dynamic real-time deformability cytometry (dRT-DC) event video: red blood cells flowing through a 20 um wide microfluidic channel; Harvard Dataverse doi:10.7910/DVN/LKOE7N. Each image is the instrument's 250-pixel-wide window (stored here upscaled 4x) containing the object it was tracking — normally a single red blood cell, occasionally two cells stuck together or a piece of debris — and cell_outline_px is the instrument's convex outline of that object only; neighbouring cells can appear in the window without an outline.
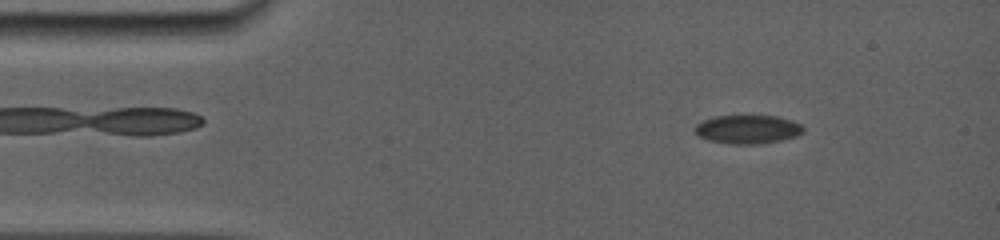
{"species": "common noctule bat (a hibernating species)", "species_latin": "Nyctalus noctula", "temperature_condition": "room temperature", "stored_images_in_passage": 41, "camera_frame_rate_fps": 5000, "um_per_image_px": 0.085, "animal": {"sex": "female", "body_mass_g": 19.0, "forearm_length_mm": 56.7}, "frame": {"image": 1, "passage_image": 6, "time_ms": 2.0, "image_size_px": [1000, 240], "cell_outline_px": [[804, 132], [796, 136], [780, 140], [760, 144], [728, 144], [708, 140], [696, 136], [692, 128], [696, 124], [704, 120], [716, 116], [776, 116], [792, 120], [800, 124], [804, 128]], "centroid_in_image_um": [63.51, 11.0], "position_along_channel_um": 21.5, "area_um2": 18.26}}
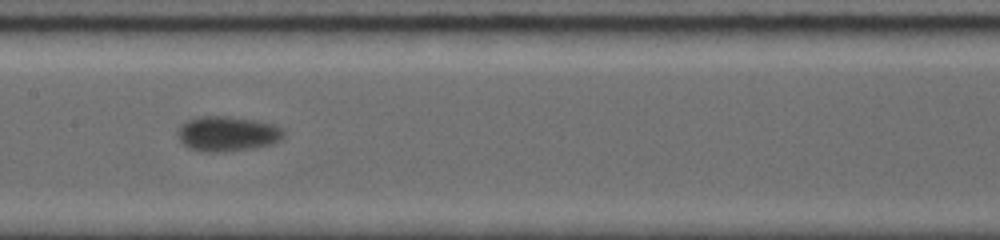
{"frame": {"image": 2, "passage_image": 21, "time_ms": 8.4, "image_size_px": [1000, 240], "cell_outline_px": [[284, 136], [280, 140], [272, 144], [256, 148], [220, 152], [200, 152], [188, 148], [176, 136], [176, 132], [180, 124], [196, 116], [228, 116], [256, 120], [276, 124], [284, 128]], "centroid_in_image_um": [19.32, 11.37], "position_along_channel_um": 188.1, "area_um2": 22.2}}
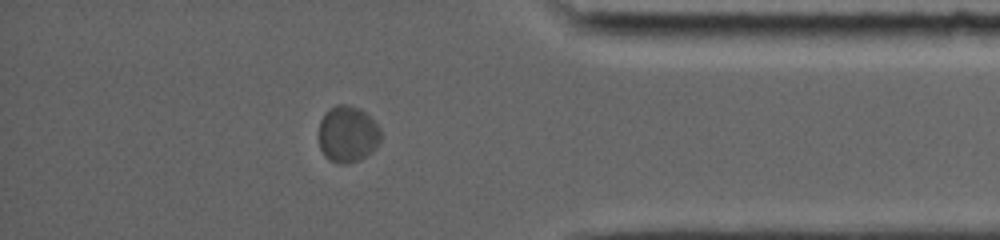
{"frame": {"image": 3, "passage_image": 36, "time_ms": 14.6, "image_size_px": [1000, 240], "cell_outline_px": [[380, 144], [372, 152], [356, 160], [344, 164], [336, 164], [328, 160], [324, 156], [320, 148], [320, 120], [324, 112], [328, 108], [336, 104], [348, 104], [360, 108], [380, 128]], "centroid_in_image_um": [29.53, 11.39], "position_along_channel_um": 405.7, "area_um2": 20.52}, "authors_computed_cell_mechanics": {"area_um2": 19.4786, "velocity_mm_per_s": 3.6751, "shape_relaxation_time_tau1_ms": 2.7234, "shape_relaxation_time_tau2_ms": null, "deformation_change_tau1": 0.0858, "deformation_change_tau2": null}}